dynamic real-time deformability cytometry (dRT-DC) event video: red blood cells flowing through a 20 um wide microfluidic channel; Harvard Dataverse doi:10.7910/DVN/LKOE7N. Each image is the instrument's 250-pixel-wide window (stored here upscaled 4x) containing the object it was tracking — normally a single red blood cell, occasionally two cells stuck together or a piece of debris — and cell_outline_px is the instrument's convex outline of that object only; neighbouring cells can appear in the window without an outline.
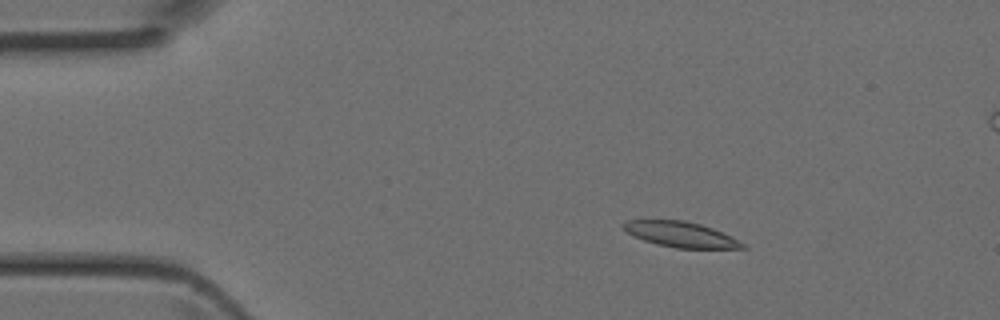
{"species": "Egyptian fruit bat (a non-hibernating species)", "species_latin": "Rousettus aegyptiacus", "temperature_condition": "room temperature", "stored_images_in_passage": 4, "camera_frame_rate_fps": 3000, "um_per_image_px": 0.085, "animal": {"sex": "female"}, "frame": {"image": 1, "passage_image": 2, "time_ms": 0.333, "image_size_px": [1000, 320], "cell_outline_px": [[748, 248], [676, 248], [656, 244], [644, 240], [628, 232], [620, 224], [628, 220], [684, 220], [700, 224], [712, 228], [744, 244]], "centroid_in_image_um": [57.82, 19.92], "position_along_channel_um": 27.2, "area_um2": 17.22}}